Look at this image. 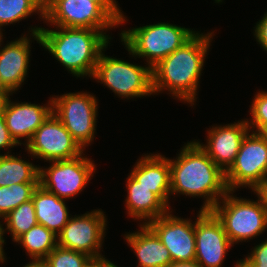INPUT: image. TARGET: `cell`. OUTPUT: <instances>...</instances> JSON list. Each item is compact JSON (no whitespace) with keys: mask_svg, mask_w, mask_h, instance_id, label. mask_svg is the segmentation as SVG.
Listing matches in <instances>:
<instances>
[{"mask_svg":"<svg viewBox=\"0 0 267 267\" xmlns=\"http://www.w3.org/2000/svg\"><path fill=\"white\" fill-rule=\"evenodd\" d=\"M171 195L204 197L202 211H210L228 193L225 172L195 141L187 142L169 159ZM197 196V197H196Z\"/></svg>","mask_w":267,"mask_h":267,"instance_id":"obj_1","label":"cell"},{"mask_svg":"<svg viewBox=\"0 0 267 267\" xmlns=\"http://www.w3.org/2000/svg\"><path fill=\"white\" fill-rule=\"evenodd\" d=\"M213 32H197L183 46L152 68L153 94L168 91L174 99L195 105L200 76Z\"/></svg>","mask_w":267,"mask_h":267,"instance_id":"obj_2","label":"cell"},{"mask_svg":"<svg viewBox=\"0 0 267 267\" xmlns=\"http://www.w3.org/2000/svg\"><path fill=\"white\" fill-rule=\"evenodd\" d=\"M56 29V30H55ZM31 27V39L45 47L73 76L92 78L101 51L110 44L99 30L76 27Z\"/></svg>","mask_w":267,"mask_h":267,"instance_id":"obj_3","label":"cell"},{"mask_svg":"<svg viewBox=\"0 0 267 267\" xmlns=\"http://www.w3.org/2000/svg\"><path fill=\"white\" fill-rule=\"evenodd\" d=\"M197 31L160 22L123 30L121 42L129 55L144 58L151 69L189 41Z\"/></svg>","mask_w":267,"mask_h":267,"instance_id":"obj_4","label":"cell"},{"mask_svg":"<svg viewBox=\"0 0 267 267\" xmlns=\"http://www.w3.org/2000/svg\"><path fill=\"white\" fill-rule=\"evenodd\" d=\"M228 193L210 210L221 222L230 242L234 245L263 234L267 229V206L257 191L258 199L250 200ZM222 201V202H221Z\"/></svg>","mask_w":267,"mask_h":267,"instance_id":"obj_5","label":"cell"},{"mask_svg":"<svg viewBox=\"0 0 267 267\" xmlns=\"http://www.w3.org/2000/svg\"><path fill=\"white\" fill-rule=\"evenodd\" d=\"M108 45L101 51L93 79L107 86L121 98H138L153 95L152 69L125 60L106 56Z\"/></svg>","mask_w":267,"mask_h":267,"instance_id":"obj_6","label":"cell"},{"mask_svg":"<svg viewBox=\"0 0 267 267\" xmlns=\"http://www.w3.org/2000/svg\"><path fill=\"white\" fill-rule=\"evenodd\" d=\"M52 98V112L84 150L96 135L98 101L89 92L58 95Z\"/></svg>","mask_w":267,"mask_h":267,"instance_id":"obj_7","label":"cell"},{"mask_svg":"<svg viewBox=\"0 0 267 267\" xmlns=\"http://www.w3.org/2000/svg\"><path fill=\"white\" fill-rule=\"evenodd\" d=\"M45 22L53 27L90 28L106 33L120 26L96 1L46 0ZM106 30V31H105Z\"/></svg>","mask_w":267,"mask_h":267,"instance_id":"obj_8","label":"cell"},{"mask_svg":"<svg viewBox=\"0 0 267 267\" xmlns=\"http://www.w3.org/2000/svg\"><path fill=\"white\" fill-rule=\"evenodd\" d=\"M249 131L231 167L225 172L228 190L248 186L256 191L267 177V141L259 132Z\"/></svg>","mask_w":267,"mask_h":267,"instance_id":"obj_9","label":"cell"},{"mask_svg":"<svg viewBox=\"0 0 267 267\" xmlns=\"http://www.w3.org/2000/svg\"><path fill=\"white\" fill-rule=\"evenodd\" d=\"M93 162L84 154L72 159L51 161L49 167H40L39 185L61 199L73 198L92 179L96 170Z\"/></svg>","mask_w":267,"mask_h":267,"instance_id":"obj_10","label":"cell"},{"mask_svg":"<svg viewBox=\"0 0 267 267\" xmlns=\"http://www.w3.org/2000/svg\"><path fill=\"white\" fill-rule=\"evenodd\" d=\"M102 209H95L83 215H74L57 235V245L66 249L80 251L92 258L101 255L107 218Z\"/></svg>","mask_w":267,"mask_h":267,"instance_id":"obj_11","label":"cell"},{"mask_svg":"<svg viewBox=\"0 0 267 267\" xmlns=\"http://www.w3.org/2000/svg\"><path fill=\"white\" fill-rule=\"evenodd\" d=\"M28 154L47 162L72 159L83 150L52 112L25 145Z\"/></svg>","mask_w":267,"mask_h":267,"instance_id":"obj_12","label":"cell"},{"mask_svg":"<svg viewBox=\"0 0 267 267\" xmlns=\"http://www.w3.org/2000/svg\"><path fill=\"white\" fill-rule=\"evenodd\" d=\"M195 220V260L202 267H222L229 248L234 245L221 222L211 211L201 209Z\"/></svg>","mask_w":267,"mask_h":267,"instance_id":"obj_13","label":"cell"},{"mask_svg":"<svg viewBox=\"0 0 267 267\" xmlns=\"http://www.w3.org/2000/svg\"><path fill=\"white\" fill-rule=\"evenodd\" d=\"M172 211L150 221L147 225L169 250L172 262L194 261L196 240L195 223L172 215Z\"/></svg>","mask_w":267,"mask_h":267,"instance_id":"obj_14","label":"cell"},{"mask_svg":"<svg viewBox=\"0 0 267 267\" xmlns=\"http://www.w3.org/2000/svg\"><path fill=\"white\" fill-rule=\"evenodd\" d=\"M250 131L247 121L241 119L226 125H218L207 130V144L196 141L214 163L226 172L234 163L243 139Z\"/></svg>","mask_w":267,"mask_h":267,"instance_id":"obj_15","label":"cell"},{"mask_svg":"<svg viewBox=\"0 0 267 267\" xmlns=\"http://www.w3.org/2000/svg\"><path fill=\"white\" fill-rule=\"evenodd\" d=\"M48 105L31 104L28 102H14L10 99L7 102L3 113L6 127L15 142L24 146L31 140L34 132L42 125L52 113V98ZM24 139V143L20 139Z\"/></svg>","mask_w":267,"mask_h":267,"instance_id":"obj_16","label":"cell"},{"mask_svg":"<svg viewBox=\"0 0 267 267\" xmlns=\"http://www.w3.org/2000/svg\"><path fill=\"white\" fill-rule=\"evenodd\" d=\"M27 36L23 34L3 47V37L0 40V87L12 94L21 88L28 74L31 40Z\"/></svg>","mask_w":267,"mask_h":267,"instance_id":"obj_17","label":"cell"},{"mask_svg":"<svg viewBox=\"0 0 267 267\" xmlns=\"http://www.w3.org/2000/svg\"><path fill=\"white\" fill-rule=\"evenodd\" d=\"M130 175L141 185L150 188L169 208L171 177L169 158L162 154L143 155L137 160Z\"/></svg>","mask_w":267,"mask_h":267,"instance_id":"obj_18","label":"cell"},{"mask_svg":"<svg viewBox=\"0 0 267 267\" xmlns=\"http://www.w3.org/2000/svg\"><path fill=\"white\" fill-rule=\"evenodd\" d=\"M124 236L137 256V267H167L172 263L169 250L147 224L140 223V230Z\"/></svg>","mask_w":267,"mask_h":267,"instance_id":"obj_19","label":"cell"},{"mask_svg":"<svg viewBox=\"0 0 267 267\" xmlns=\"http://www.w3.org/2000/svg\"><path fill=\"white\" fill-rule=\"evenodd\" d=\"M126 189L125 207L128 216L145 221L142 224L146 225L171 210L150 188L141 185L130 174L127 177Z\"/></svg>","mask_w":267,"mask_h":267,"instance_id":"obj_20","label":"cell"},{"mask_svg":"<svg viewBox=\"0 0 267 267\" xmlns=\"http://www.w3.org/2000/svg\"><path fill=\"white\" fill-rule=\"evenodd\" d=\"M32 201L38 224L45 226L56 235L62 231L72 217L69 216L66 200L48 192L41 185L34 190Z\"/></svg>","mask_w":267,"mask_h":267,"instance_id":"obj_21","label":"cell"},{"mask_svg":"<svg viewBox=\"0 0 267 267\" xmlns=\"http://www.w3.org/2000/svg\"><path fill=\"white\" fill-rule=\"evenodd\" d=\"M40 166L14 156L0 153V187L18 183H39Z\"/></svg>","mask_w":267,"mask_h":267,"instance_id":"obj_22","label":"cell"},{"mask_svg":"<svg viewBox=\"0 0 267 267\" xmlns=\"http://www.w3.org/2000/svg\"><path fill=\"white\" fill-rule=\"evenodd\" d=\"M31 259H44L56 246L57 235L45 226L37 224L16 241Z\"/></svg>","mask_w":267,"mask_h":267,"instance_id":"obj_23","label":"cell"},{"mask_svg":"<svg viewBox=\"0 0 267 267\" xmlns=\"http://www.w3.org/2000/svg\"><path fill=\"white\" fill-rule=\"evenodd\" d=\"M36 13L40 19L45 20L44 0H0V33L2 27L19 23Z\"/></svg>","mask_w":267,"mask_h":267,"instance_id":"obj_24","label":"cell"},{"mask_svg":"<svg viewBox=\"0 0 267 267\" xmlns=\"http://www.w3.org/2000/svg\"><path fill=\"white\" fill-rule=\"evenodd\" d=\"M5 228L1 224V237L3 244L5 243L4 234L6 231L12 235L15 242L21 235L28 232L33 226L38 224L35 214L34 203L31 200L22 203L20 206L12 210L4 218Z\"/></svg>","mask_w":267,"mask_h":267,"instance_id":"obj_25","label":"cell"},{"mask_svg":"<svg viewBox=\"0 0 267 267\" xmlns=\"http://www.w3.org/2000/svg\"><path fill=\"white\" fill-rule=\"evenodd\" d=\"M38 185L39 183H18L0 187V220L22 203L31 200Z\"/></svg>","mask_w":267,"mask_h":267,"instance_id":"obj_26","label":"cell"},{"mask_svg":"<svg viewBox=\"0 0 267 267\" xmlns=\"http://www.w3.org/2000/svg\"><path fill=\"white\" fill-rule=\"evenodd\" d=\"M91 258L83 252L57 245L43 260L47 267H84Z\"/></svg>","mask_w":267,"mask_h":267,"instance_id":"obj_27","label":"cell"},{"mask_svg":"<svg viewBox=\"0 0 267 267\" xmlns=\"http://www.w3.org/2000/svg\"><path fill=\"white\" fill-rule=\"evenodd\" d=\"M256 93L249 111L252 118L246 119V121L250 131L259 132L267 125V91H259Z\"/></svg>","mask_w":267,"mask_h":267,"instance_id":"obj_28","label":"cell"},{"mask_svg":"<svg viewBox=\"0 0 267 267\" xmlns=\"http://www.w3.org/2000/svg\"><path fill=\"white\" fill-rule=\"evenodd\" d=\"M244 259L253 267H267V239L256 245Z\"/></svg>","mask_w":267,"mask_h":267,"instance_id":"obj_29","label":"cell"},{"mask_svg":"<svg viewBox=\"0 0 267 267\" xmlns=\"http://www.w3.org/2000/svg\"><path fill=\"white\" fill-rule=\"evenodd\" d=\"M96 1L119 25L126 21V16L121 12L116 0H91Z\"/></svg>","mask_w":267,"mask_h":267,"instance_id":"obj_30","label":"cell"},{"mask_svg":"<svg viewBox=\"0 0 267 267\" xmlns=\"http://www.w3.org/2000/svg\"><path fill=\"white\" fill-rule=\"evenodd\" d=\"M253 34L261 48L267 52V12L264 13L262 19L256 23Z\"/></svg>","mask_w":267,"mask_h":267,"instance_id":"obj_31","label":"cell"},{"mask_svg":"<svg viewBox=\"0 0 267 267\" xmlns=\"http://www.w3.org/2000/svg\"><path fill=\"white\" fill-rule=\"evenodd\" d=\"M19 146L11 137L9 130L6 127V122L3 115H0V150L11 149Z\"/></svg>","mask_w":267,"mask_h":267,"instance_id":"obj_32","label":"cell"},{"mask_svg":"<svg viewBox=\"0 0 267 267\" xmlns=\"http://www.w3.org/2000/svg\"><path fill=\"white\" fill-rule=\"evenodd\" d=\"M115 264L107 260L106 257L91 258L84 267H113Z\"/></svg>","mask_w":267,"mask_h":267,"instance_id":"obj_33","label":"cell"},{"mask_svg":"<svg viewBox=\"0 0 267 267\" xmlns=\"http://www.w3.org/2000/svg\"><path fill=\"white\" fill-rule=\"evenodd\" d=\"M11 92L0 87V115H3L7 102L10 99Z\"/></svg>","mask_w":267,"mask_h":267,"instance_id":"obj_34","label":"cell"},{"mask_svg":"<svg viewBox=\"0 0 267 267\" xmlns=\"http://www.w3.org/2000/svg\"><path fill=\"white\" fill-rule=\"evenodd\" d=\"M167 267H202L196 260L172 262Z\"/></svg>","mask_w":267,"mask_h":267,"instance_id":"obj_35","label":"cell"},{"mask_svg":"<svg viewBox=\"0 0 267 267\" xmlns=\"http://www.w3.org/2000/svg\"><path fill=\"white\" fill-rule=\"evenodd\" d=\"M256 191L263 198L265 205L267 206V177L264 180L263 184Z\"/></svg>","mask_w":267,"mask_h":267,"instance_id":"obj_36","label":"cell"},{"mask_svg":"<svg viewBox=\"0 0 267 267\" xmlns=\"http://www.w3.org/2000/svg\"><path fill=\"white\" fill-rule=\"evenodd\" d=\"M1 223H2V221H0V263H4L5 262V259H6V257H5V252H4V250H3V246H4V244H3V242H2V237H1Z\"/></svg>","mask_w":267,"mask_h":267,"instance_id":"obj_37","label":"cell"},{"mask_svg":"<svg viewBox=\"0 0 267 267\" xmlns=\"http://www.w3.org/2000/svg\"><path fill=\"white\" fill-rule=\"evenodd\" d=\"M31 261L27 263L24 267H41V259H30Z\"/></svg>","mask_w":267,"mask_h":267,"instance_id":"obj_38","label":"cell"},{"mask_svg":"<svg viewBox=\"0 0 267 267\" xmlns=\"http://www.w3.org/2000/svg\"><path fill=\"white\" fill-rule=\"evenodd\" d=\"M234 267H253V266L250 265L245 259H241L236 262Z\"/></svg>","mask_w":267,"mask_h":267,"instance_id":"obj_39","label":"cell"},{"mask_svg":"<svg viewBox=\"0 0 267 267\" xmlns=\"http://www.w3.org/2000/svg\"><path fill=\"white\" fill-rule=\"evenodd\" d=\"M260 135L267 141V125H265L260 131Z\"/></svg>","mask_w":267,"mask_h":267,"instance_id":"obj_40","label":"cell"},{"mask_svg":"<svg viewBox=\"0 0 267 267\" xmlns=\"http://www.w3.org/2000/svg\"><path fill=\"white\" fill-rule=\"evenodd\" d=\"M41 267H47L44 263V260L41 259Z\"/></svg>","mask_w":267,"mask_h":267,"instance_id":"obj_41","label":"cell"},{"mask_svg":"<svg viewBox=\"0 0 267 267\" xmlns=\"http://www.w3.org/2000/svg\"><path fill=\"white\" fill-rule=\"evenodd\" d=\"M2 37H3V33H0V40H1Z\"/></svg>","mask_w":267,"mask_h":267,"instance_id":"obj_42","label":"cell"}]
</instances>
